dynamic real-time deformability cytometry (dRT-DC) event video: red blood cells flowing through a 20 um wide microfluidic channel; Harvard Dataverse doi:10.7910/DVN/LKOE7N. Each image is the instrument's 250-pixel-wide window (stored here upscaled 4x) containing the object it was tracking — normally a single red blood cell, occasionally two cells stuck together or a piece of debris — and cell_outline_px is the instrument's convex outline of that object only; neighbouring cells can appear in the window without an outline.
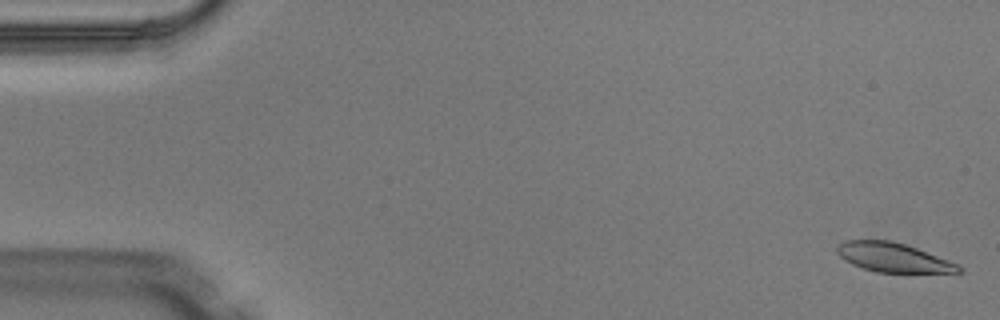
{"species": "Egyptian fruit bat (a non-hibernating species)", "species_latin": "Rousettus aegyptiacus", "temperature_condition": "warm", "stored_images_in_passage": 5, "camera_frame_rate_fps": 3000, "um_per_image_px": 0.085, "animal": {"sex": "male"}, "frame": {"image": 1, "passage_image": 1, "time_ms": 0.0, "image_size_px": [1000, 320], "cell_outline_px": [[964, 272], [876, 272], [852, 264], [844, 260], [836, 252], [836, 248], [844, 240], [888, 240], [904, 244], [916, 248], [948, 260], [964, 268]], "centroid_in_image_um": [75.9, 21.88], "position_along_channel_um": 9.1, "area_um2": 20.4}}
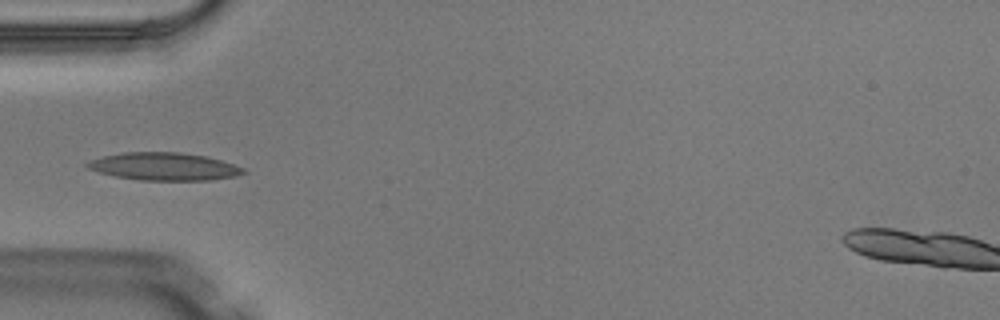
{"frame": {"image": 2, "passage_image": 4, "time_ms": 1.0, "image_size_px": [1000, 320], "cell_outline_px": [[248, 172], [236, 176], [212, 180], [140, 180], [116, 176], [100, 172], [88, 168], [84, 164], [92, 160], [104, 156], [124, 152], [180, 152], [208, 156], [244, 168]], "centroid_in_image_um": [13.99, 14.15], "position_along_channel_um": 71.0, "area_um2": 25.09}}